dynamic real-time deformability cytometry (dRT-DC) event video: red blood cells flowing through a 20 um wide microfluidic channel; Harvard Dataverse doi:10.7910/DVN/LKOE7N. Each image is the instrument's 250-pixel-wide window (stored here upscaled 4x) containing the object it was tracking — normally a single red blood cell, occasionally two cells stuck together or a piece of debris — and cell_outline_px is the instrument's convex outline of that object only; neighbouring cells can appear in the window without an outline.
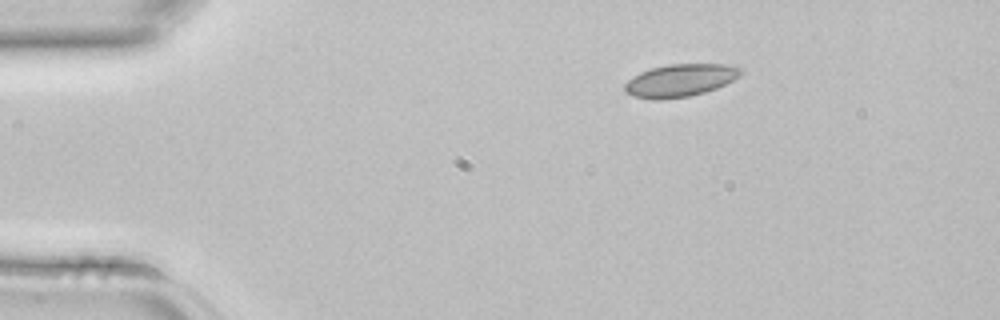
{"species": "common noctule bat (a hibernating species)", "species_latin": "Nyctalus noctula", "temperature_condition": "room temperature", "stored_images_in_passage": 2, "camera_frame_rate_fps": 3000, "um_per_image_px": 0.085, "animal": {"sex": "female", "body_mass_g": 22.7, "forearm_length_mm": 54.2}, "frame": {"image": 1, "passage_image": 1, "time_ms": 0.0, "image_size_px": [1000, 320], "cell_outline_px": [[744, 72], [740, 76], [716, 88], [704, 92], [688, 96], [660, 100], [632, 96], [624, 92], [624, 84], [632, 76], [640, 72], [652, 68], [668, 64], [736, 64]], "centroid_in_image_um": [57.81, 6.82], "position_along_channel_um": 27.2, "area_um2": 22.14}}